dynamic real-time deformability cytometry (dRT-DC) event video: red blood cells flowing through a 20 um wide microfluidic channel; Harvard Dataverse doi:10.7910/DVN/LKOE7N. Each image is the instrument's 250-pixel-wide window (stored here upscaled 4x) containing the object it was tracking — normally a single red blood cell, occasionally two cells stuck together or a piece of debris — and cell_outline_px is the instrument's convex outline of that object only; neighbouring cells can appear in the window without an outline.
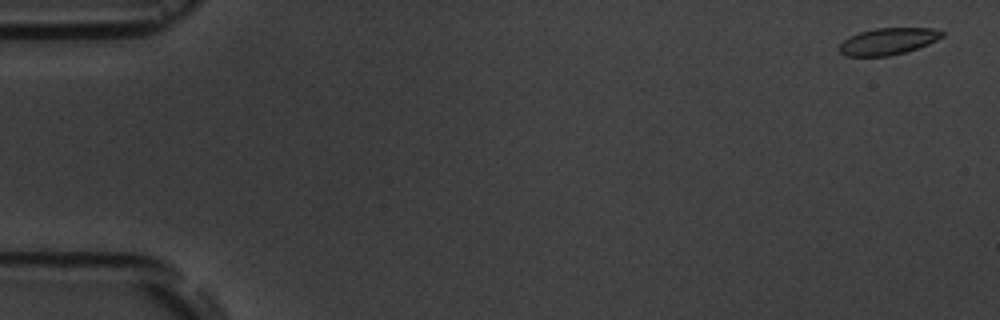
{"species": "common noctule bat (a hibernating species)", "species_latin": "Nyctalus noctula", "temperature_condition": "room temperature", "stored_images_in_passage": 5, "camera_frame_rate_fps": 3000, "um_per_image_px": 0.085, "animal": {"sex": "male", "body_mass_g": 19.5, "forearm_length_mm": 54.6}, "frame": {"image": 1, "passage_image": 1, "time_ms": 0.0, "image_size_px": [1000, 320], "cell_outline_px": [[944, 36], [928, 44], [904, 52], [888, 56], [848, 56], [840, 52], [840, 44], [848, 36], [860, 32], [876, 28], [932, 28], [944, 32]], "centroid_in_image_um": [75.48, 3.5], "position_along_channel_um": 9.5, "area_um2": 15.84}}
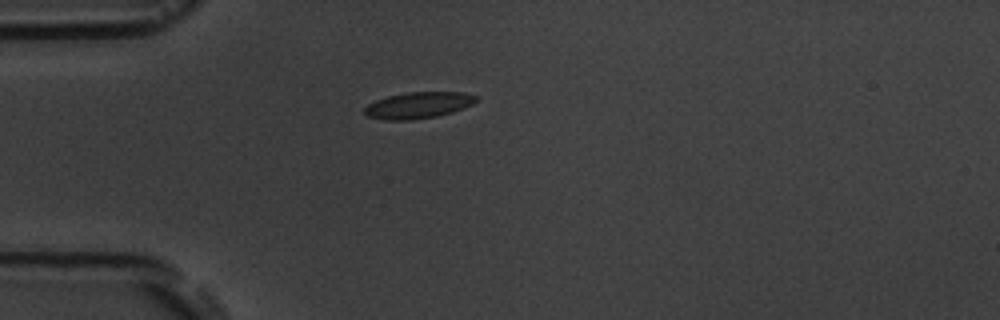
{"frame": {"image": 2, "passage_image": 5, "time_ms": 4.667, "image_size_px": [1000, 320], "cell_outline_px": [[476, 100], [472, 104], [464, 108], [452, 112], [436, 116], [412, 120], [384, 120], [368, 116], [364, 112], [364, 108], [368, 104], [376, 100], [388, 96], [408, 92], [464, 92], [476, 96]], "centroid_in_image_um": [35.54, 8.94], "position_along_channel_um": 49.5, "area_um2": 17.05}}